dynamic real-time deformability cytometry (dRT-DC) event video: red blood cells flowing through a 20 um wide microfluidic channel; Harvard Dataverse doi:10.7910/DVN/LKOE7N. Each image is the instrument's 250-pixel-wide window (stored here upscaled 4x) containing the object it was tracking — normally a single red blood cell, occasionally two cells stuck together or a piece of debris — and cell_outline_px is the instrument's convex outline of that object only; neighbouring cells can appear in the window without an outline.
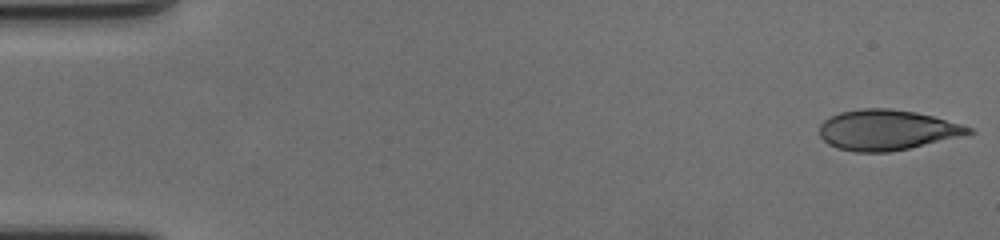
{"species": "human", "species_latin": "Homo sapiens", "temperature_condition": "cold", "stored_images_in_passage": 58, "camera_frame_rate_fps": 3000, "um_per_image_px": 0.085, "donor": {"sex": "female"}, "frame": {"image": 1, "passage_image": 1, "time_ms": 0.0, "image_size_px": [1000, 240], "cell_outline_px": [[976, 132], [968, 136], [888, 152], [856, 152], [836, 148], [828, 144], [820, 136], [820, 124], [824, 120], [840, 112], [860, 108], [888, 108], [916, 112], [932, 116], [960, 124], [972, 128]], "centroid_in_image_um": [75.42, 11.05], "position_along_channel_um": 9.6, "area_um2": 35.26}}
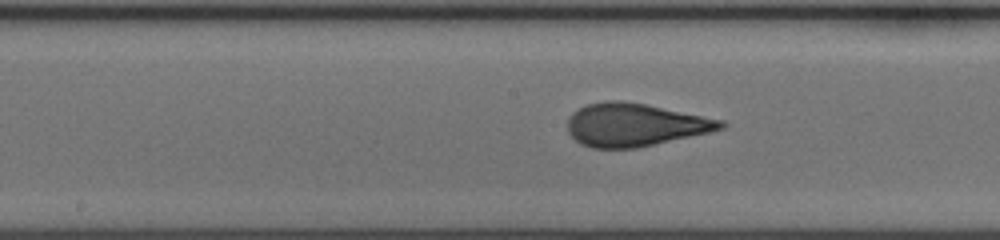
{"frame": {"image": 2, "passage_image": 30, "time_ms": 9.667, "image_size_px": [1000, 240], "cell_outline_px": [[728, 124], [724, 128], [708, 132], [636, 148], [592, 148], [580, 144], [568, 132], [568, 116], [572, 112], [588, 104], [608, 100], [620, 100], [644, 104], [724, 120]], "centroid_in_image_um": [53.94, 10.61], "position_along_channel_um": 194.3, "area_um2": 38.03}}
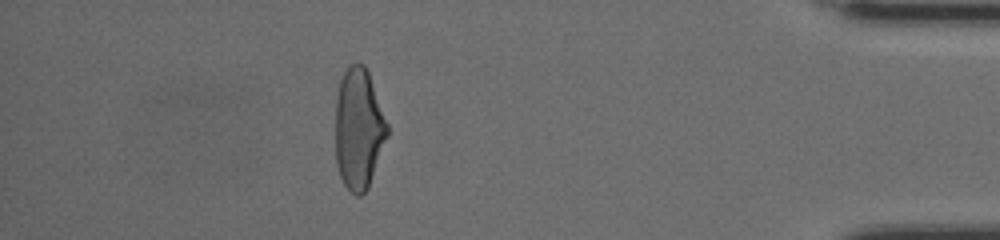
{"frame": {"image": 3, "passage_image": 52, "time_ms": 17.0, "image_size_px": [1000, 240], "cell_outline_px": [[388, 136], [368, 188], [360, 196], [356, 196], [344, 184], [340, 176], [336, 164], [336, 100], [340, 80], [344, 72], [356, 60], [364, 64], [368, 72], [388, 124]], "centroid_in_image_um": [30.49, 10.95], "position_along_channel_um": 404.7, "area_um2": 36.53}, "authors_computed_cell_mechanics": {"area_um2": 37.6567, "velocity_mm_per_s": 3.5137, "shape_relaxation_time_tau1_ms": 5.9212, "shape_relaxation_time_tau2_ms": 0.7743, "deformation_change_tau1": 0.2125, "deformation_change_tau2": 0.075}}